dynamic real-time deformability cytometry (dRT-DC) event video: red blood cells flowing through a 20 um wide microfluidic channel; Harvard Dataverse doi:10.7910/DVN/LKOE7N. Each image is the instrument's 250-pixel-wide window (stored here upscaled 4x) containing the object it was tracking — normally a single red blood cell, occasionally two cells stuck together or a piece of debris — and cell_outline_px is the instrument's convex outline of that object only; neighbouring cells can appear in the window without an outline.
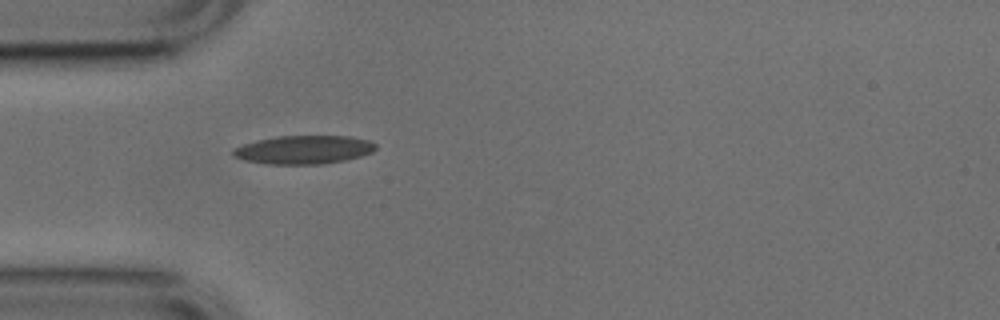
{"species": "common noctule bat (a hibernating species)", "species_latin": "Nyctalus noctula", "temperature_condition": "cold", "stored_images_in_passage": 4, "camera_frame_rate_fps": 3000, "um_per_image_px": 0.085, "animal": {"sex": "male", "body_mass_g": 17.9, "forearm_length_mm": 54.2}, "frame": {"image": 1, "passage_image": 4, "time_ms": 1.0, "image_size_px": [1000, 320], "cell_outline_px": [[376, 148], [372, 152], [360, 156], [344, 160], [324, 164], [264, 164], [244, 160], [232, 156], [232, 148], [256, 140], [276, 136], [348, 136], [368, 140], [376, 144]], "centroid_in_image_um": [25.77, 12.73], "position_along_channel_um": 59.2, "area_um2": 23.76}}